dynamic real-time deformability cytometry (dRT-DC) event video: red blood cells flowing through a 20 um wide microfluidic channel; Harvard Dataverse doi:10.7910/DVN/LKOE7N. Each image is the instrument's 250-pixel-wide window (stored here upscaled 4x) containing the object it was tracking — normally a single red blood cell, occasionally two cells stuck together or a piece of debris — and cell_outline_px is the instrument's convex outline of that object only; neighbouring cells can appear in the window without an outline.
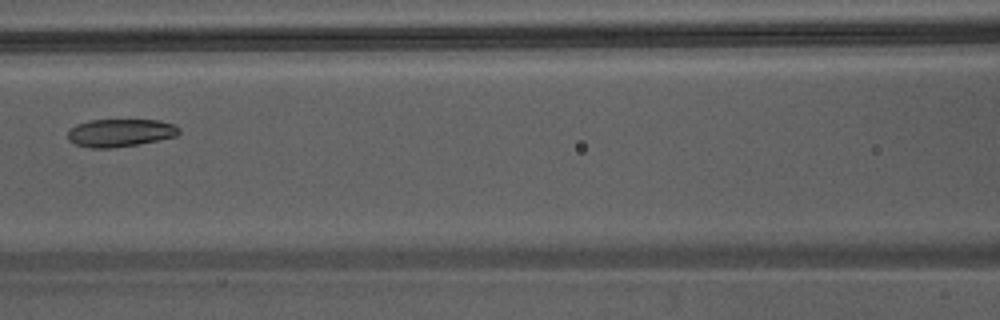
{"species": "Egyptian fruit bat (a non-hibernating species)", "species_latin": "Rousettus aegyptiacus", "temperature_condition": "warm", "stored_images_in_passage": 9, "camera_frame_rate_fps": 3000, "um_per_image_px": 0.085, "animal": {"sex": "male"}, "frame": {"image": 1, "passage_image": 9, "time_ms": 2.667, "image_size_px": [1000, 320], "cell_outline_px": [[180, 132], [176, 136], [136, 144], [112, 148], [88, 148], [76, 144], [68, 140], [68, 132], [76, 124], [92, 120], [160, 120], [172, 124], [180, 128]], "centroid_in_image_um": [10.2, 11.28], "position_along_channel_um": 156.4, "area_um2": 17.86}}